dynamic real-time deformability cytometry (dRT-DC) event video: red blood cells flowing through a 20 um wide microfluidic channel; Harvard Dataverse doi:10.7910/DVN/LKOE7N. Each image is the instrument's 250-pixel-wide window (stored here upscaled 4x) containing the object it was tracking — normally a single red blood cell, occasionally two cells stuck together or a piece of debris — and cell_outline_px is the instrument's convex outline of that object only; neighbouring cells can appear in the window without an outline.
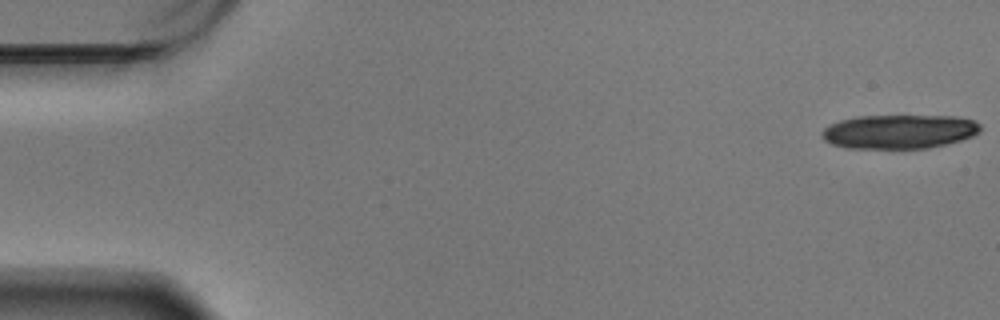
{"species": "Egyptian fruit bat (a non-hibernating species)", "species_latin": "Rousettus aegyptiacus", "temperature_condition": "warm", "stored_images_in_passage": 19, "camera_frame_rate_fps": 3000, "um_per_image_px": 0.085, "animal": {"sex": "male"}, "frame": {"image": 1, "passage_image": 1, "time_ms": 0.0, "image_size_px": [1000, 320], "cell_outline_px": [[980, 132], [972, 136], [948, 144], [928, 148], [848, 148], [832, 144], [824, 140], [820, 136], [820, 132], [828, 124], [840, 120], [856, 116], [956, 116], [972, 120], [980, 124]], "centroid_in_image_um": [76.4, 11.18], "position_along_channel_um": 8.6, "area_um2": 31.62}}